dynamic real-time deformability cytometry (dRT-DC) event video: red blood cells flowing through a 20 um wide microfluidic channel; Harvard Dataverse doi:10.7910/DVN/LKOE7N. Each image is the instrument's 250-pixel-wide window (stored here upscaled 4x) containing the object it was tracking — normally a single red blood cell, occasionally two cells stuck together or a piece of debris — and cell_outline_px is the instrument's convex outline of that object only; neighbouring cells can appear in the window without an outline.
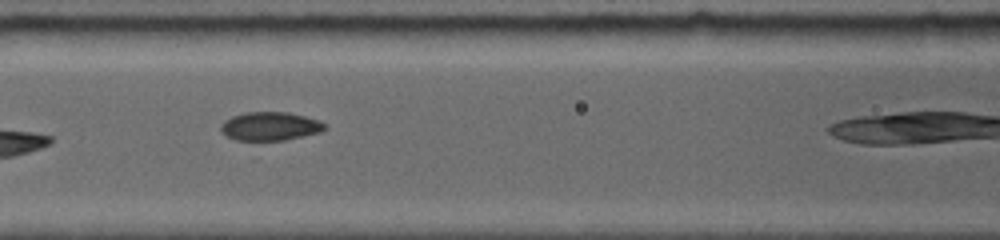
{"species": "common noctule bat (a hibernating species)", "species_latin": "Nyctalus noctula", "temperature_condition": "room temperature", "stored_images_in_passage": 13, "camera_frame_rate_fps": 5000, "um_per_image_px": 0.085, "animal": {"sex": "female", "body_mass_g": 19.0, "forearm_length_mm": 56.7}, "frame": {"image": 1, "passage_image": 6, "time_ms": 3.0, "image_size_px": [1000, 240], "cell_outline_px": [[324, 128], [316, 132], [284, 140], [240, 140], [228, 136], [220, 128], [224, 120], [232, 116], [244, 112], [288, 112], [304, 116], [316, 120], [324, 124]], "centroid_in_image_um": [22.89, 10.71], "position_along_channel_um": 143.7, "area_um2": 16.7}}
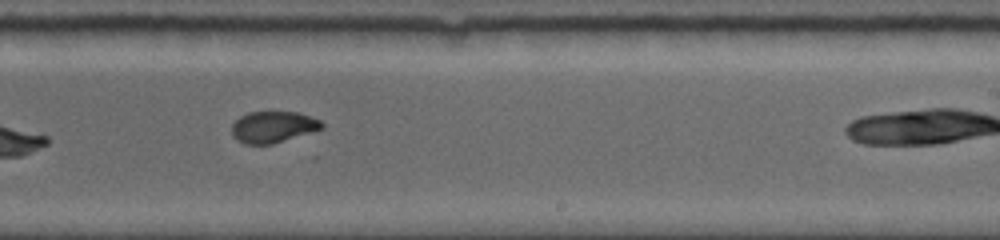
{"frame": {"image": 2, "passage_image": 10, "time_ms": 6.2, "image_size_px": [1000, 240], "cell_outline_px": [[324, 128], [272, 144], [244, 144], [236, 140], [232, 136], [232, 124], [240, 116], [248, 112], [300, 112], [320, 120], [324, 124]], "centroid_in_image_um": [23.2, 10.79], "position_along_channel_um": 265.8, "area_um2": 16.53}}
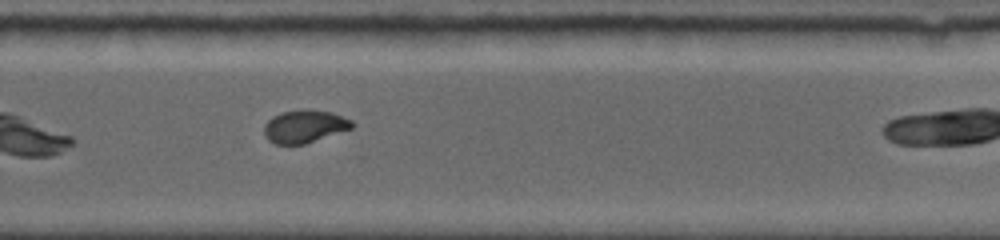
{"frame": {"image": 3, "passage_image": 11, "time_ms": 7.2, "image_size_px": [1000, 240], "cell_outline_px": [[356, 124], [352, 128], [304, 144], [276, 144], [268, 140], [264, 136], [264, 124], [272, 116], [280, 112], [332, 112], [352, 120]], "centroid_in_image_um": [25.87, 10.78], "position_along_channel_um": 303.9, "area_um2": 16.24}}